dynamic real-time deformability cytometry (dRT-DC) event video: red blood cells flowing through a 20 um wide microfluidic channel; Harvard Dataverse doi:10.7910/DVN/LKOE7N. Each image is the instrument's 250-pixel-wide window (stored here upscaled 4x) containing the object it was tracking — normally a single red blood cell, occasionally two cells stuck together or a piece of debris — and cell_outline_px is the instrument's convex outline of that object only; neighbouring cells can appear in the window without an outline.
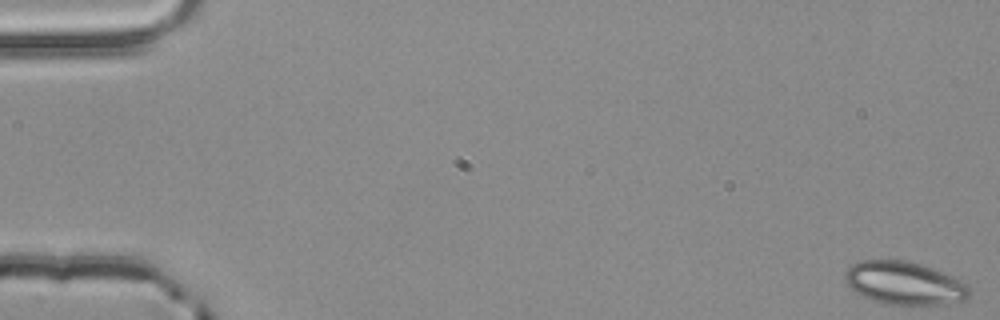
{"species": "common noctule bat (a hibernating species)", "species_latin": "Nyctalus noctula", "temperature_condition": "room temperature", "stored_images_in_passage": 55, "camera_frame_rate_fps": 3000, "um_per_image_px": 0.085, "animal": {"sex": "male", "body_mass_g": 20.4}, "frame": {"image": 1, "passage_image": 1, "time_ms": 0.0, "image_size_px": [1000, 320], "cell_outline_px": [[972, 292], [968, 300], [944, 304], [888, 304], [872, 300], [848, 288], [844, 280], [844, 272], [852, 264], [864, 260], [904, 260], [920, 264], [944, 272], [968, 284]], "centroid_in_image_um": [76.89, 24.07], "position_along_channel_um": 8.1, "area_um2": 31.39}}
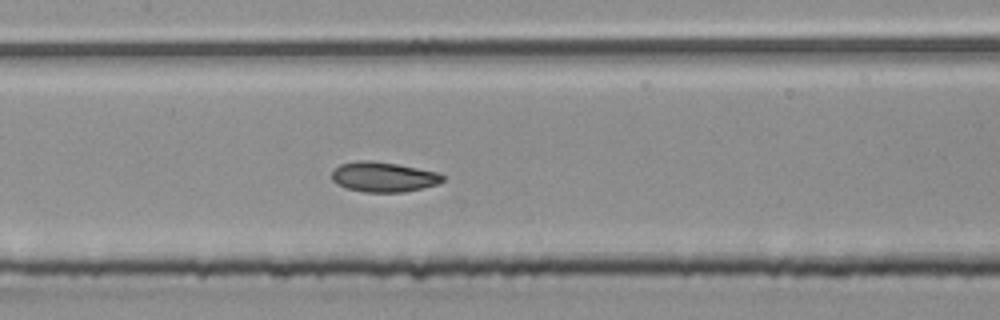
{"frame": {"image": 2, "passage_image": 27, "time_ms": 8.667, "image_size_px": [1000, 320], "cell_outline_px": [[444, 180], [440, 184], [424, 188], [404, 192], [364, 192], [348, 188], [336, 184], [332, 180], [332, 168], [340, 164], [356, 160], [372, 160], [396, 164], [440, 172], [444, 176]], "centroid_in_image_um": [32.61, 15.03], "position_along_channel_um": 174.8, "area_um2": 19.71}}
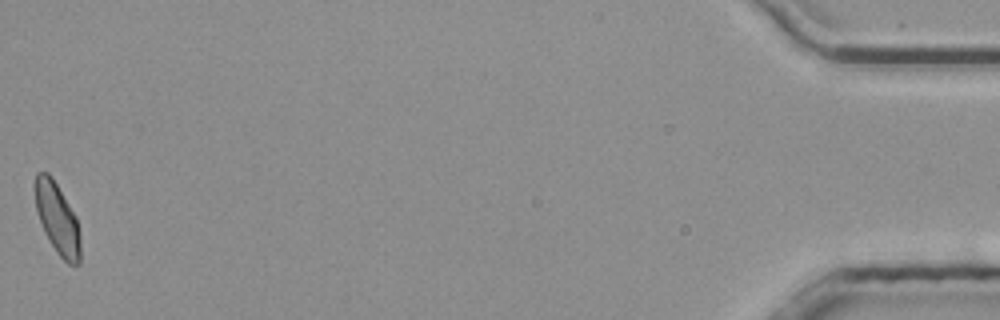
{"frame": {"image": 3, "passage_image": 55, "time_ms": 18.0, "image_size_px": [1000, 320], "cell_outline_px": [[80, 264], [68, 264], [56, 252], [44, 232], [36, 208], [32, 188], [32, 184], [36, 172], [48, 172], [52, 176], [76, 216], [80, 232]], "centroid_in_image_um": [4.84, 18.52], "position_along_channel_um": 430.4, "area_um2": 19.13}, "authors_computed_cell_mechanics": {"area_um2": 19.4786, "velocity_mm_per_s": 3.8386, "shape_relaxation_time_tau1_ms": 2.9017, "shape_relaxation_time_tau2_ms": 2.9481, "deformation_change_tau1": 0.0813, "deformation_change_tau2": 0.0629}}